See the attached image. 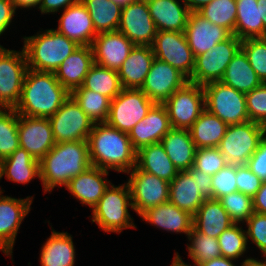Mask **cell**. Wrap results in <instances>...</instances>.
<instances>
[{
  "label": "cell",
  "mask_w": 266,
  "mask_h": 266,
  "mask_svg": "<svg viewBox=\"0 0 266 266\" xmlns=\"http://www.w3.org/2000/svg\"><path fill=\"white\" fill-rule=\"evenodd\" d=\"M92 166L128 173L136 166V154L129 135L106 122L94 123L88 139Z\"/></svg>",
  "instance_id": "obj_1"
},
{
  "label": "cell",
  "mask_w": 266,
  "mask_h": 266,
  "mask_svg": "<svg viewBox=\"0 0 266 266\" xmlns=\"http://www.w3.org/2000/svg\"><path fill=\"white\" fill-rule=\"evenodd\" d=\"M69 95L54 72L28 69L19 103L14 109L19 115L49 118Z\"/></svg>",
  "instance_id": "obj_2"
},
{
  "label": "cell",
  "mask_w": 266,
  "mask_h": 266,
  "mask_svg": "<svg viewBox=\"0 0 266 266\" xmlns=\"http://www.w3.org/2000/svg\"><path fill=\"white\" fill-rule=\"evenodd\" d=\"M91 166L87 141L55 143L39 161L40 180L44 193L66 186L74 177Z\"/></svg>",
  "instance_id": "obj_3"
},
{
  "label": "cell",
  "mask_w": 266,
  "mask_h": 266,
  "mask_svg": "<svg viewBox=\"0 0 266 266\" xmlns=\"http://www.w3.org/2000/svg\"><path fill=\"white\" fill-rule=\"evenodd\" d=\"M28 69L55 72L59 65L80 46L74 40L58 33L55 29L37 32L23 37Z\"/></svg>",
  "instance_id": "obj_4"
},
{
  "label": "cell",
  "mask_w": 266,
  "mask_h": 266,
  "mask_svg": "<svg viewBox=\"0 0 266 266\" xmlns=\"http://www.w3.org/2000/svg\"><path fill=\"white\" fill-rule=\"evenodd\" d=\"M132 209L130 189L127 182L119 186L112 183L92 209V222L104 232L121 233L124 229L137 228L129 214Z\"/></svg>",
  "instance_id": "obj_5"
},
{
  "label": "cell",
  "mask_w": 266,
  "mask_h": 266,
  "mask_svg": "<svg viewBox=\"0 0 266 266\" xmlns=\"http://www.w3.org/2000/svg\"><path fill=\"white\" fill-rule=\"evenodd\" d=\"M265 136L266 126L256 122L229 125L217 148L228 164L244 165Z\"/></svg>",
  "instance_id": "obj_6"
},
{
  "label": "cell",
  "mask_w": 266,
  "mask_h": 266,
  "mask_svg": "<svg viewBox=\"0 0 266 266\" xmlns=\"http://www.w3.org/2000/svg\"><path fill=\"white\" fill-rule=\"evenodd\" d=\"M205 109L228 125L245 123L249 120L244 93L221 81L203 85Z\"/></svg>",
  "instance_id": "obj_7"
},
{
  "label": "cell",
  "mask_w": 266,
  "mask_h": 266,
  "mask_svg": "<svg viewBox=\"0 0 266 266\" xmlns=\"http://www.w3.org/2000/svg\"><path fill=\"white\" fill-rule=\"evenodd\" d=\"M242 40L231 35L223 42L217 43L207 52L195 57L194 69L188 82L205 85L213 81H220L227 65L241 49Z\"/></svg>",
  "instance_id": "obj_8"
},
{
  "label": "cell",
  "mask_w": 266,
  "mask_h": 266,
  "mask_svg": "<svg viewBox=\"0 0 266 266\" xmlns=\"http://www.w3.org/2000/svg\"><path fill=\"white\" fill-rule=\"evenodd\" d=\"M155 103L141 89H126L110 102L106 123L129 134Z\"/></svg>",
  "instance_id": "obj_9"
},
{
  "label": "cell",
  "mask_w": 266,
  "mask_h": 266,
  "mask_svg": "<svg viewBox=\"0 0 266 266\" xmlns=\"http://www.w3.org/2000/svg\"><path fill=\"white\" fill-rule=\"evenodd\" d=\"M48 119L55 143L87 141L94 125L71 95Z\"/></svg>",
  "instance_id": "obj_10"
},
{
  "label": "cell",
  "mask_w": 266,
  "mask_h": 266,
  "mask_svg": "<svg viewBox=\"0 0 266 266\" xmlns=\"http://www.w3.org/2000/svg\"><path fill=\"white\" fill-rule=\"evenodd\" d=\"M28 71L25 52L0 45V107L15 108L19 103Z\"/></svg>",
  "instance_id": "obj_11"
},
{
  "label": "cell",
  "mask_w": 266,
  "mask_h": 266,
  "mask_svg": "<svg viewBox=\"0 0 266 266\" xmlns=\"http://www.w3.org/2000/svg\"><path fill=\"white\" fill-rule=\"evenodd\" d=\"M163 104L167 109L171 127L189 130L205 109L203 86L187 82Z\"/></svg>",
  "instance_id": "obj_12"
},
{
  "label": "cell",
  "mask_w": 266,
  "mask_h": 266,
  "mask_svg": "<svg viewBox=\"0 0 266 266\" xmlns=\"http://www.w3.org/2000/svg\"><path fill=\"white\" fill-rule=\"evenodd\" d=\"M130 189L132 209L140 215L148 208L169 201L170 182L138 169L136 166L127 175Z\"/></svg>",
  "instance_id": "obj_13"
},
{
  "label": "cell",
  "mask_w": 266,
  "mask_h": 266,
  "mask_svg": "<svg viewBox=\"0 0 266 266\" xmlns=\"http://www.w3.org/2000/svg\"><path fill=\"white\" fill-rule=\"evenodd\" d=\"M151 47L156 59L175 67L188 80L191 78L195 56L184 32L157 31Z\"/></svg>",
  "instance_id": "obj_14"
},
{
  "label": "cell",
  "mask_w": 266,
  "mask_h": 266,
  "mask_svg": "<svg viewBox=\"0 0 266 266\" xmlns=\"http://www.w3.org/2000/svg\"><path fill=\"white\" fill-rule=\"evenodd\" d=\"M118 31L134 45L151 46L157 34L146 0H135L121 10Z\"/></svg>",
  "instance_id": "obj_15"
},
{
  "label": "cell",
  "mask_w": 266,
  "mask_h": 266,
  "mask_svg": "<svg viewBox=\"0 0 266 266\" xmlns=\"http://www.w3.org/2000/svg\"><path fill=\"white\" fill-rule=\"evenodd\" d=\"M2 191L0 190V251L11 256L18 230L30 212L34 198L28 196L17 199L1 195Z\"/></svg>",
  "instance_id": "obj_16"
},
{
  "label": "cell",
  "mask_w": 266,
  "mask_h": 266,
  "mask_svg": "<svg viewBox=\"0 0 266 266\" xmlns=\"http://www.w3.org/2000/svg\"><path fill=\"white\" fill-rule=\"evenodd\" d=\"M18 137L20 147L39 161L55 146L48 118L18 114Z\"/></svg>",
  "instance_id": "obj_17"
},
{
  "label": "cell",
  "mask_w": 266,
  "mask_h": 266,
  "mask_svg": "<svg viewBox=\"0 0 266 266\" xmlns=\"http://www.w3.org/2000/svg\"><path fill=\"white\" fill-rule=\"evenodd\" d=\"M188 79L175 67L154 59L141 90L154 102L163 104Z\"/></svg>",
  "instance_id": "obj_18"
},
{
  "label": "cell",
  "mask_w": 266,
  "mask_h": 266,
  "mask_svg": "<svg viewBox=\"0 0 266 266\" xmlns=\"http://www.w3.org/2000/svg\"><path fill=\"white\" fill-rule=\"evenodd\" d=\"M134 46V43L118 30L99 33L91 45L94 63L118 71Z\"/></svg>",
  "instance_id": "obj_19"
},
{
  "label": "cell",
  "mask_w": 266,
  "mask_h": 266,
  "mask_svg": "<svg viewBox=\"0 0 266 266\" xmlns=\"http://www.w3.org/2000/svg\"><path fill=\"white\" fill-rule=\"evenodd\" d=\"M184 34L195 57L232 35L227 29L211 23L198 12H190Z\"/></svg>",
  "instance_id": "obj_20"
},
{
  "label": "cell",
  "mask_w": 266,
  "mask_h": 266,
  "mask_svg": "<svg viewBox=\"0 0 266 266\" xmlns=\"http://www.w3.org/2000/svg\"><path fill=\"white\" fill-rule=\"evenodd\" d=\"M172 129L164 104L155 103L148 114L129 132V138L136 151L160 143L164 135Z\"/></svg>",
  "instance_id": "obj_21"
},
{
  "label": "cell",
  "mask_w": 266,
  "mask_h": 266,
  "mask_svg": "<svg viewBox=\"0 0 266 266\" xmlns=\"http://www.w3.org/2000/svg\"><path fill=\"white\" fill-rule=\"evenodd\" d=\"M59 20V26L55 29L58 33L74 40L80 46H91L97 33L85 5L79 0L65 10Z\"/></svg>",
  "instance_id": "obj_22"
},
{
  "label": "cell",
  "mask_w": 266,
  "mask_h": 266,
  "mask_svg": "<svg viewBox=\"0 0 266 266\" xmlns=\"http://www.w3.org/2000/svg\"><path fill=\"white\" fill-rule=\"evenodd\" d=\"M109 172L99 167L90 166L77 177L72 178L65 188L77 198L82 205L94 208L111 184L106 176Z\"/></svg>",
  "instance_id": "obj_23"
},
{
  "label": "cell",
  "mask_w": 266,
  "mask_h": 266,
  "mask_svg": "<svg viewBox=\"0 0 266 266\" xmlns=\"http://www.w3.org/2000/svg\"><path fill=\"white\" fill-rule=\"evenodd\" d=\"M139 216L152 226L176 234L185 233L187 237L193 227V216L169 201L148 208Z\"/></svg>",
  "instance_id": "obj_24"
},
{
  "label": "cell",
  "mask_w": 266,
  "mask_h": 266,
  "mask_svg": "<svg viewBox=\"0 0 266 266\" xmlns=\"http://www.w3.org/2000/svg\"><path fill=\"white\" fill-rule=\"evenodd\" d=\"M94 64L91 46H78L54 72L57 80L71 93L81 87L89 69Z\"/></svg>",
  "instance_id": "obj_25"
},
{
  "label": "cell",
  "mask_w": 266,
  "mask_h": 266,
  "mask_svg": "<svg viewBox=\"0 0 266 266\" xmlns=\"http://www.w3.org/2000/svg\"><path fill=\"white\" fill-rule=\"evenodd\" d=\"M146 2L157 31L184 32L191 11L183 0H146Z\"/></svg>",
  "instance_id": "obj_26"
},
{
  "label": "cell",
  "mask_w": 266,
  "mask_h": 266,
  "mask_svg": "<svg viewBox=\"0 0 266 266\" xmlns=\"http://www.w3.org/2000/svg\"><path fill=\"white\" fill-rule=\"evenodd\" d=\"M154 59L151 46L135 45L118 70L122 88L141 89Z\"/></svg>",
  "instance_id": "obj_27"
},
{
  "label": "cell",
  "mask_w": 266,
  "mask_h": 266,
  "mask_svg": "<svg viewBox=\"0 0 266 266\" xmlns=\"http://www.w3.org/2000/svg\"><path fill=\"white\" fill-rule=\"evenodd\" d=\"M161 144L178 171H188L193 166L197 148L190 130L172 128L164 135Z\"/></svg>",
  "instance_id": "obj_28"
},
{
  "label": "cell",
  "mask_w": 266,
  "mask_h": 266,
  "mask_svg": "<svg viewBox=\"0 0 266 266\" xmlns=\"http://www.w3.org/2000/svg\"><path fill=\"white\" fill-rule=\"evenodd\" d=\"M235 224L218 199H205L193 215V227L210 237L218 236Z\"/></svg>",
  "instance_id": "obj_29"
},
{
  "label": "cell",
  "mask_w": 266,
  "mask_h": 266,
  "mask_svg": "<svg viewBox=\"0 0 266 266\" xmlns=\"http://www.w3.org/2000/svg\"><path fill=\"white\" fill-rule=\"evenodd\" d=\"M136 167L167 182H171L179 173L161 142L139 149L136 154Z\"/></svg>",
  "instance_id": "obj_30"
},
{
  "label": "cell",
  "mask_w": 266,
  "mask_h": 266,
  "mask_svg": "<svg viewBox=\"0 0 266 266\" xmlns=\"http://www.w3.org/2000/svg\"><path fill=\"white\" fill-rule=\"evenodd\" d=\"M204 201L198 192L197 176H191L187 171H179L170 182L169 202L193 216Z\"/></svg>",
  "instance_id": "obj_31"
},
{
  "label": "cell",
  "mask_w": 266,
  "mask_h": 266,
  "mask_svg": "<svg viewBox=\"0 0 266 266\" xmlns=\"http://www.w3.org/2000/svg\"><path fill=\"white\" fill-rule=\"evenodd\" d=\"M75 253L71 234L52 229L41 248L40 263L41 266H74Z\"/></svg>",
  "instance_id": "obj_32"
},
{
  "label": "cell",
  "mask_w": 266,
  "mask_h": 266,
  "mask_svg": "<svg viewBox=\"0 0 266 266\" xmlns=\"http://www.w3.org/2000/svg\"><path fill=\"white\" fill-rule=\"evenodd\" d=\"M27 184L40 178L39 160L33 158L25 149L19 147L9 157L0 161V179Z\"/></svg>",
  "instance_id": "obj_33"
},
{
  "label": "cell",
  "mask_w": 266,
  "mask_h": 266,
  "mask_svg": "<svg viewBox=\"0 0 266 266\" xmlns=\"http://www.w3.org/2000/svg\"><path fill=\"white\" fill-rule=\"evenodd\" d=\"M237 91L247 94L263 82L249 64L247 55L240 49L227 65L220 80Z\"/></svg>",
  "instance_id": "obj_34"
},
{
  "label": "cell",
  "mask_w": 266,
  "mask_h": 266,
  "mask_svg": "<svg viewBox=\"0 0 266 266\" xmlns=\"http://www.w3.org/2000/svg\"><path fill=\"white\" fill-rule=\"evenodd\" d=\"M228 124L204 109L189 129L196 148L218 147L224 137Z\"/></svg>",
  "instance_id": "obj_35"
},
{
  "label": "cell",
  "mask_w": 266,
  "mask_h": 266,
  "mask_svg": "<svg viewBox=\"0 0 266 266\" xmlns=\"http://www.w3.org/2000/svg\"><path fill=\"white\" fill-rule=\"evenodd\" d=\"M237 16L234 34L241 40L262 38L266 33L257 0H236Z\"/></svg>",
  "instance_id": "obj_36"
},
{
  "label": "cell",
  "mask_w": 266,
  "mask_h": 266,
  "mask_svg": "<svg viewBox=\"0 0 266 266\" xmlns=\"http://www.w3.org/2000/svg\"><path fill=\"white\" fill-rule=\"evenodd\" d=\"M81 2L87 8L97 34L118 30L122 7L112 0H81Z\"/></svg>",
  "instance_id": "obj_37"
},
{
  "label": "cell",
  "mask_w": 266,
  "mask_h": 266,
  "mask_svg": "<svg viewBox=\"0 0 266 266\" xmlns=\"http://www.w3.org/2000/svg\"><path fill=\"white\" fill-rule=\"evenodd\" d=\"M82 87L114 99L121 91L118 71L93 64L84 78Z\"/></svg>",
  "instance_id": "obj_38"
},
{
  "label": "cell",
  "mask_w": 266,
  "mask_h": 266,
  "mask_svg": "<svg viewBox=\"0 0 266 266\" xmlns=\"http://www.w3.org/2000/svg\"><path fill=\"white\" fill-rule=\"evenodd\" d=\"M70 95L94 123L106 122L111 102L108 97L82 86L73 90Z\"/></svg>",
  "instance_id": "obj_39"
},
{
  "label": "cell",
  "mask_w": 266,
  "mask_h": 266,
  "mask_svg": "<svg viewBox=\"0 0 266 266\" xmlns=\"http://www.w3.org/2000/svg\"><path fill=\"white\" fill-rule=\"evenodd\" d=\"M19 147L18 114L14 108L0 107V161Z\"/></svg>",
  "instance_id": "obj_40"
},
{
  "label": "cell",
  "mask_w": 266,
  "mask_h": 266,
  "mask_svg": "<svg viewBox=\"0 0 266 266\" xmlns=\"http://www.w3.org/2000/svg\"><path fill=\"white\" fill-rule=\"evenodd\" d=\"M211 23L234 34L237 16L236 0H213L197 11Z\"/></svg>",
  "instance_id": "obj_41"
},
{
  "label": "cell",
  "mask_w": 266,
  "mask_h": 266,
  "mask_svg": "<svg viewBox=\"0 0 266 266\" xmlns=\"http://www.w3.org/2000/svg\"><path fill=\"white\" fill-rule=\"evenodd\" d=\"M187 238L190 241V245L187 244L188 256L193 260L194 266L222 256L217 238L200 233L194 227Z\"/></svg>",
  "instance_id": "obj_42"
},
{
  "label": "cell",
  "mask_w": 266,
  "mask_h": 266,
  "mask_svg": "<svg viewBox=\"0 0 266 266\" xmlns=\"http://www.w3.org/2000/svg\"><path fill=\"white\" fill-rule=\"evenodd\" d=\"M217 239L222 257L234 259L235 262L248 249L247 242L249 240L246 236V230H243L242 226H238V224H233L223 231Z\"/></svg>",
  "instance_id": "obj_43"
},
{
  "label": "cell",
  "mask_w": 266,
  "mask_h": 266,
  "mask_svg": "<svg viewBox=\"0 0 266 266\" xmlns=\"http://www.w3.org/2000/svg\"><path fill=\"white\" fill-rule=\"evenodd\" d=\"M235 224H242L254 213L252 197L239 191L218 199Z\"/></svg>",
  "instance_id": "obj_44"
},
{
  "label": "cell",
  "mask_w": 266,
  "mask_h": 266,
  "mask_svg": "<svg viewBox=\"0 0 266 266\" xmlns=\"http://www.w3.org/2000/svg\"><path fill=\"white\" fill-rule=\"evenodd\" d=\"M241 49L262 82H266V42L263 38L242 40Z\"/></svg>",
  "instance_id": "obj_45"
},
{
  "label": "cell",
  "mask_w": 266,
  "mask_h": 266,
  "mask_svg": "<svg viewBox=\"0 0 266 266\" xmlns=\"http://www.w3.org/2000/svg\"><path fill=\"white\" fill-rule=\"evenodd\" d=\"M226 165V158L217 147L196 149L193 167L199 171L213 176Z\"/></svg>",
  "instance_id": "obj_46"
},
{
  "label": "cell",
  "mask_w": 266,
  "mask_h": 266,
  "mask_svg": "<svg viewBox=\"0 0 266 266\" xmlns=\"http://www.w3.org/2000/svg\"><path fill=\"white\" fill-rule=\"evenodd\" d=\"M249 120L266 126V82L245 94Z\"/></svg>",
  "instance_id": "obj_47"
},
{
  "label": "cell",
  "mask_w": 266,
  "mask_h": 266,
  "mask_svg": "<svg viewBox=\"0 0 266 266\" xmlns=\"http://www.w3.org/2000/svg\"><path fill=\"white\" fill-rule=\"evenodd\" d=\"M213 199L237 191L236 165L228 164L212 176Z\"/></svg>",
  "instance_id": "obj_48"
},
{
  "label": "cell",
  "mask_w": 266,
  "mask_h": 266,
  "mask_svg": "<svg viewBox=\"0 0 266 266\" xmlns=\"http://www.w3.org/2000/svg\"><path fill=\"white\" fill-rule=\"evenodd\" d=\"M247 239H251L256 247L261 251L263 257H266V215L254 212L246 221Z\"/></svg>",
  "instance_id": "obj_49"
},
{
  "label": "cell",
  "mask_w": 266,
  "mask_h": 266,
  "mask_svg": "<svg viewBox=\"0 0 266 266\" xmlns=\"http://www.w3.org/2000/svg\"><path fill=\"white\" fill-rule=\"evenodd\" d=\"M261 184L262 180L246 164L236 165L237 191L253 197L260 189Z\"/></svg>",
  "instance_id": "obj_50"
},
{
  "label": "cell",
  "mask_w": 266,
  "mask_h": 266,
  "mask_svg": "<svg viewBox=\"0 0 266 266\" xmlns=\"http://www.w3.org/2000/svg\"><path fill=\"white\" fill-rule=\"evenodd\" d=\"M246 165L262 182L266 181V136L259 143L257 150Z\"/></svg>",
  "instance_id": "obj_51"
},
{
  "label": "cell",
  "mask_w": 266,
  "mask_h": 266,
  "mask_svg": "<svg viewBox=\"0 0 266 266\" xmlns=\"http://www.w3.org/2000/svg\"><path fill=\"white\" fill-rule=\"evenodd\" d=\"M191 176H197L198 192L204 199H213L212 175H207L193 166L187 171Z\"/></svg>",
  "instance_id": "obj_52"
},
{
  "label": "cell",
  "mask_w": 266,
  "mask_h": 266,
  "mask_svg": "<svg viewBox=\"0 0 266 266\" xmlns=\"http://www.w3.org/2000/svg\"><path fill=\"white\" fill-rule=\"evenodd\" d=\"M16 9L11 0H0V36L10 27Z\"/></svg>",
  "instance_id": "obj_53"
},
{
  "label": "cell",
  "mask_w": 266,
  "mask_h": 266,
  "mask_svg": "<svg viewBox=\"0 0 266 266\" xmlns=\"http://www.w3.org/2000/svg\"><path fill=\"white\" fill-rule=\"evenodd\" d=\"M78 1L79 0H42L39 10L42 14H54L59 12V9L65 10L67 7Z\"/></svg>",
  "instance_id": "obj_54"
},
{
  "label": "cell",
  "mask_w": 266,
  "mask_h": 266,
  "mask_svg": "<svg viewBox=\"0 0 266 266\" xmlns=\"http://www.w3.org/2000/svg\"><path fill=\"white\" fill-rule=\"evenodd\" d=\"M252 201L254 212L266 215V181L262 182L260 189L252 197Z\"/></svg>",
  "instance_id": "obj_55"
},
{
  "label": "cell",
  "mask_w": 266,
  "mask_h": 266,
  "mask_svg": "<svg viewBox=\"0 0 266 266\" xmlns=\"http://www.w3.org/2000/svg\"><path fill=\"white\" fill-rule=\"evenodd\" d=\"M233 262L234 259L220 256L218 258L202 262L197 266H236Z\"/></svg>",
  "instance_id": "obj_56"
},
{
  "label": "cell",
  "mask_w": 266,
  "mask_h": 266,
  "mask_svg": "<svg viewBox=\"0 0 266 266\" xmlns=\"http://www.w3.org/2000/svg\"><path fill=\"white\" fill-rule=\"evenodd\" d=\"M13 2L14 8L18 9H24V8H34V7H40L42 0H11ZM39 5V6H38Z\"/></svg>",
  "instance_id": "obj_57"
},
{
  "label": "cell",
  "mask_w": 266,
  "mask_h": 266,
  "mask_svg": "<svg viewBox=\"0 0 266 266\" xmlns=\"http://www.w3.org/2000/svg\"><path fill=\"white\" fill-rule=\"evenodd\" d=\"M183 1L191 12H197L203 6H205L206 4H209L213 0H183Z\"/></svg>",
  "instance_id": "obj_58"
},
{
  "label": "cell",
  "mask_w": 266,
  "mask_h": 266,
  "mask_svg": "<svg viewBox=\"0 0 266 266\" xmlns=\"http://www.w3.org/2000/svg\"><path fill=\"white\" fill-rule=\"evenodd\" d=\"M266 260V257H265ZM260 261L255 258L247 257L242 263L241 266H266V261Z\"/></svg>",
  "instance_id": "obj_59"
},
{
  "label": "cell",
  "mask_w": 266,
  "mask_h": 266,
  "mask_svg": "<svg viewBox=\"0 0 266 266\" xmlns=\"http://www.w3.org/2000/svg\"><path fill=\"white\" fill-rule=\"evenodd\" d=\"M257 5H259L260 18L266 29V0H257Z\"/></svg>",
  "instance_id": "obj_60"
},
{
  "label": "cell",
  "mask_w": 266,
  "mask_h": 266,
  "mask_svg": "<svg viewBox=\"0 0 266 266\" xmlns=\"http://www.w3.org/2000/svg\"><path fill=\"white\" fill-rule=\"evenodd\" d=\"M171 266H191V265L184 263L182 258L179 255V253L175 252V256L173 258V262H172Z\"/></svg>",
  "instance_id": "obj_61"
},
{
  "label": "cell",
  "mask_w": 266,
  "mask_h": 266,
  "mask_svg": "<svg viewBox=\"0 0 266 266\" xmlns=\"http://www.w3.org/2000/svg\"><path fill=\"white\" fill-rule=\"evenodd\" d=\"M112 1H114L116 4H118L120 7L123 8L135 0H112Z\"/></svg>",
  "instance_id": "obj_62"
},
{
  "label": "cell",
  "mask_w": 266,
  "mask_h": 266,
  "mask_svg": "<svg viewBox=\"0 0 266 266\" xmlns=\"http://www.w3.org/2000/svg\"><path fill=\"white\" fill-rule=\"evenodd\" d=\"M264 40H265V42H266V33L263 35V37H262Z\"/></svg>",
  "instance_id": "obj_63"
}]
</instances>
